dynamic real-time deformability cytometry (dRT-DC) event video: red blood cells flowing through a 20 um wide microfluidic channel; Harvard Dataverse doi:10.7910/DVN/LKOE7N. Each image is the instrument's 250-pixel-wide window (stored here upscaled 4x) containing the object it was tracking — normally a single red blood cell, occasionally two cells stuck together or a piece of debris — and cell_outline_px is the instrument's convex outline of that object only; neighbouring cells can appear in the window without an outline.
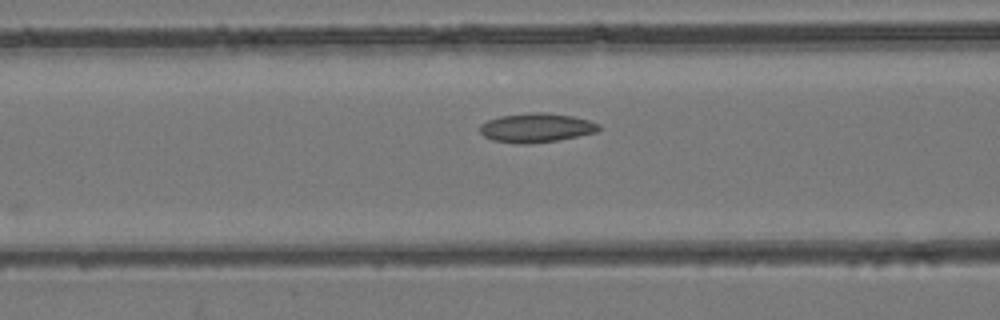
{"species": "common noctule bat (a hibernating species)", "species_latin": "Nyctalus noctula", "temperature_condition": "room temperature", "stored_images_in_passage": 5, "camera_frame_rate_fps": 3000, "um_per_image_px": 0.085, "animal": {"sex": "female", "body_mass_g": 24.6, "forearm_length_mm": 56.2}, "frame": {"image": 1, "passage_image": 5, "time_ms": 4.667, "image_size_px": [1000, 320], "cell_outline_px": [[600, 128], [596, 132], [560, 140], [528, 144], [516, 144], [492, 140], [484, 136], [480, 132], [480, 124], [488, 120], [500, 116], [532, 112], [540, 112], [572, 116], [588, 120], [600, 124]], "centroid_in_image_um": [45.57, 10.87], "position_along_channel_um": 121.0, "area_um2": 20.23}}